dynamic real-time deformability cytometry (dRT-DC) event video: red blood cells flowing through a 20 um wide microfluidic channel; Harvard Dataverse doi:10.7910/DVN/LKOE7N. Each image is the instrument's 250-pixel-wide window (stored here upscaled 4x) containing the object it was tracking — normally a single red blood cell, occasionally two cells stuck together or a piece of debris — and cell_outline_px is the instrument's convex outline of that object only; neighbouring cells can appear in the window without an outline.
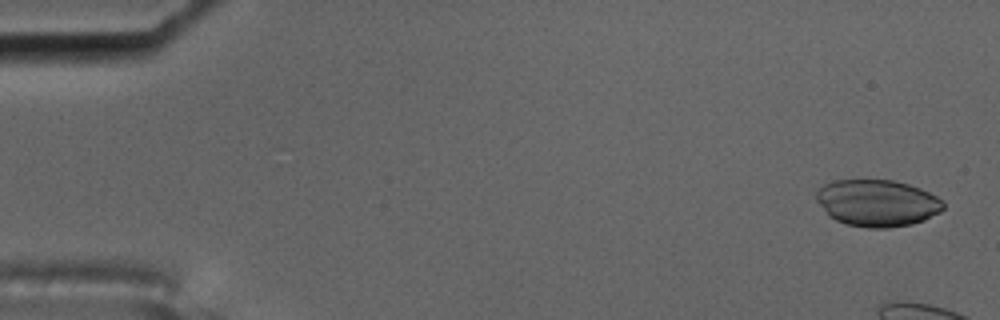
{"species": "common noctule bat (a hibernating species)", "species_latin": "Nyctalus noctula", "temperature_condition": "cold", "stored_images_in_passage": 5, "camera_frame_rate_fps": 3000, "um_per_image_px": 0.085, "animal": {"sex": "male", "body_mass_g": 17.5, "forearm_length_mm": 52.3}, "frame": {"image": 1, "passage_image": 1, "time_ms": 0.0, "image_size_px": [1000, 320], "cell_outline_px": [[944, 208], [940, 212], [924, 220], [912, 224], [888, 228], [868, 228], [848, 224], [836, 220], [828, 216], [816, 200], [816, 192], [824, 184], [836, 180], [892, 180], [908, 184], [920, 188], [944, 200]], "centroid_in_image_um": [74.57, 17.26], "position_along_channel_um": 10.4, "area_um2": 34.68}}
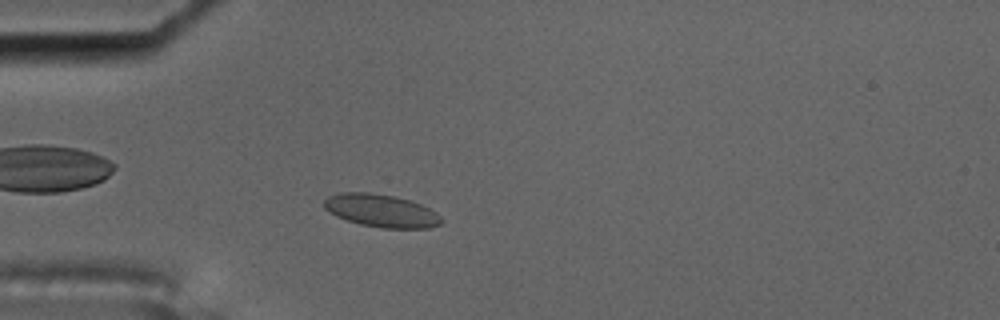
{"frame": {"image": 2, "passage_image": 5, "time_ms": 1.333, "image_size_px": [1000, 320], "cell_outline_px": [[444, 220], [440, 224], [428, 228], [380, 228], [360, 224], [336, 216], [324, 208], [324, 200], [328, 196], [340, 192], [368, 192], [392, 196], [408, 200], [420, 204], [436, 212]], "centroid_in_image_um": [32.39, 17.91], "position_along_channel_um": 52.6, "area_um2": 22.31}}